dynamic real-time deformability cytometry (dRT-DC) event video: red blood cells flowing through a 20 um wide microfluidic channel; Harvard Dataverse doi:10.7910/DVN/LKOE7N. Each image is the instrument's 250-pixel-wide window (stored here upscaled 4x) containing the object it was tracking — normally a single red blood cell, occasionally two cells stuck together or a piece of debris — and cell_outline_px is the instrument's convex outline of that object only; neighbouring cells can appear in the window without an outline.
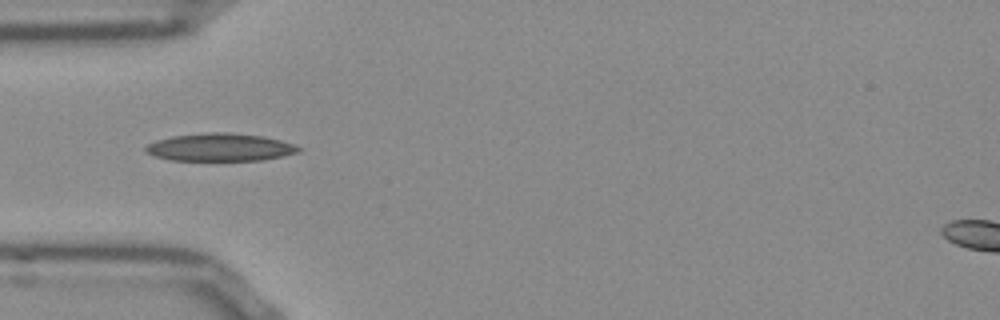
{"species": "Egyptian fruit bat (a non-hibernating species)", "species_latin": "Rousettus aegyptiacus", "temperature_condition": "room temperature", "stored_images_in_passage": 18, "camera_frame_rate_fps": 3000, "um_per_image_px": 0.085, "frame": {"image": 1, "passage_image": 6, "time_ms": 1.667, "image_size_px": [1000, 320], "cell_outline_px": [[304, 148], [300, 152], [264, 160], [172, 160], [156, 156], [144, 152], [144, 148], [148, 144], [156, 140], [172, 136], [208, 132], [228, 132], [264, 136], [296, 144]], "centroid_in_image_um": [18.75, 12.51], "position_along_channel_um": 66.2, "area_um2": 24.91}}
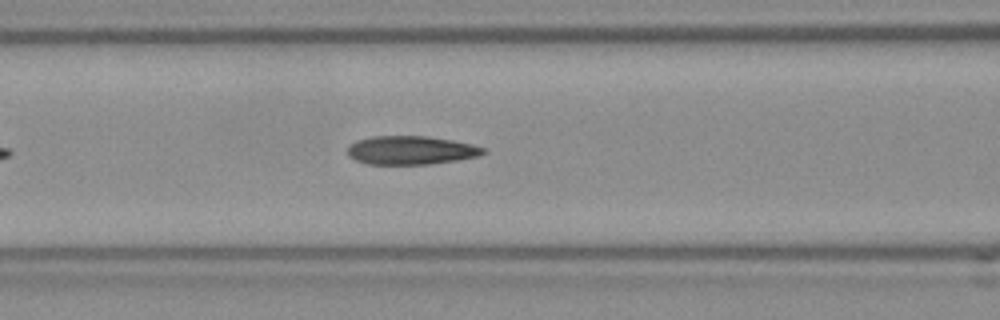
{"frame": {"image": 2, "passage_image": 11, "time_ms": 3.333, "image_size_px": [1000, 320], "cell_outline_px": [[488, 152], [476, 156], [456, 160], [432, 164], [368, 164], [356, 160], [348, 156], [348, 144], [356, 140], [372, 136], [428, 136], [452, 140], [472, 144], [484, 148]], "centroid_in_image_um": [34.9, 12.76], "position_along_channel_um": 131.7, "area_um2": 22.66}}